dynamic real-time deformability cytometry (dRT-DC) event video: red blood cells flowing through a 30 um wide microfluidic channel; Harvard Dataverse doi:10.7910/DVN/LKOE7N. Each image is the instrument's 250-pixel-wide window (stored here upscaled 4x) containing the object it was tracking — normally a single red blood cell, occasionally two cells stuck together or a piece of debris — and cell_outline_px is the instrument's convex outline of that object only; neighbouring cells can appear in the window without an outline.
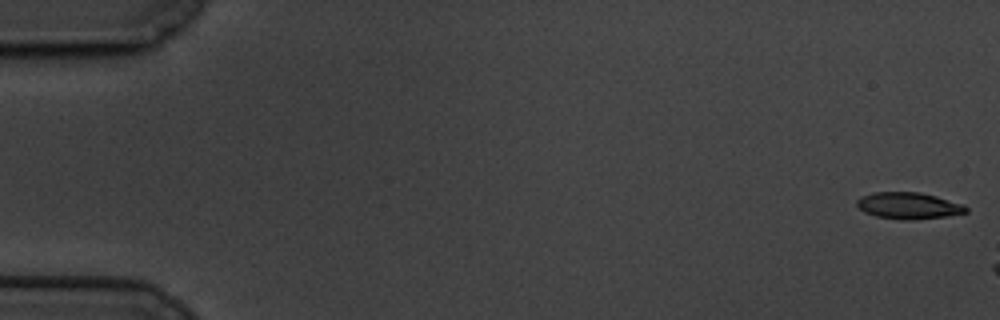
{"species": "common noctule bat (a hibernating species)", "species_latin": "Nyctalus noctula", "temperature_condition": "cold", "stored_images_in_passage": 16, "camera_frame_rate_fps": 3000, "um_per_image_px": 0.085, "animal": {"sex": "male", "body_mass_g": 19.5, "forearm_length_mm": 54.6}, "frame": {"image": 1, "passage_image": 1, "time_ms": 0.0, "image_size_px": [1000, 320], "cell_outline_px": [[968, 212], [944, 216], [908, 220], [900, 220], [876, 216], [864, 212], [856, 204], [856, 200], [860, 196], [872, 192], [920, 192], [936, 196], [964, 204], [968, 208]], "centroid_in_image_um": [77.2, 17.47], "position_along_channel_um": 7.8, "area_um2": 16.94}}
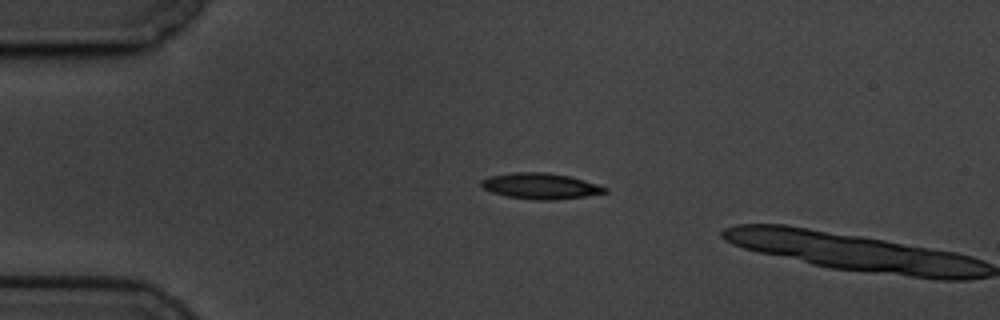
{"frame": {"image": 2, "passage_image": 14, "time_ms": 4.333, "image_size_px": [1000, 320], "cell_outline_px": [[608, 192], [584, 196], [552, 200], [536, 200], [508, 196], [492, 192], [484, 188], [480, 184], [480, 180], [492, 176], [512, 172], [544, 172], [568, 176], [584, 180], [608, 188]], "centroid_in_image_um": [45.94, 15.81], "position_along_channel_um": 39.1, "area_um2": 18.38}}